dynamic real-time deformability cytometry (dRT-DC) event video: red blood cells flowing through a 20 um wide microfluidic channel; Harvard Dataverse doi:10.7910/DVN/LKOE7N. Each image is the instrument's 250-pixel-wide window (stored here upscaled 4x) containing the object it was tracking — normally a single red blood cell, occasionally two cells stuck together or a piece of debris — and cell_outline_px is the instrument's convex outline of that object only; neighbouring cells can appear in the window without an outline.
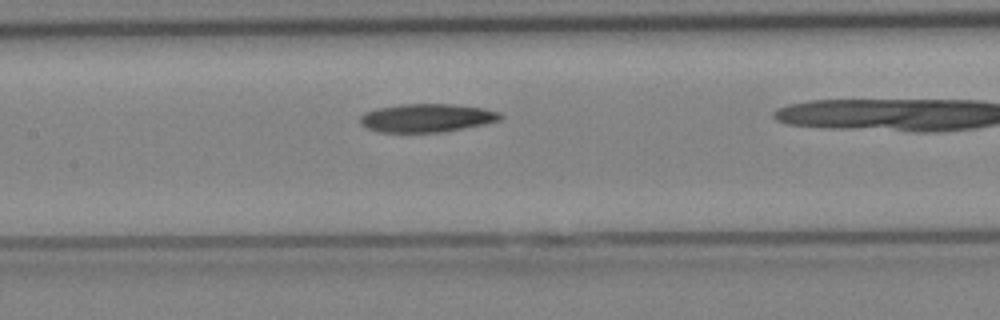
{"species": "Egyptian fruit bat (a non-hibernating species)", "species_latin": "Rousettus aegyptiacus", "temperature_condition": "cold", "stored_images_in_passage": 17, "camera_frame_rate_fps": 3000, "um_per_image_px": 0.085, "animal": {"sex": "female"}, "frame": {"image": 1, "passage_image": 6, "time_ms": 1.667, "image_size_px": [1000, 320], "cell_outline_px": [[504, 116], [500, 120], [484, 124], [464, 128], [440, 132], [380, 132], [368, 128], [360, 124], [360, 116], [364, 112], [380, 108], [404, 104], [452, 104], [484, 108], [500, 112]], "centroid_in_image_um": [36.3, 10.02], "position_along_channel_um": 171.1, "area_um2": 23.06}}
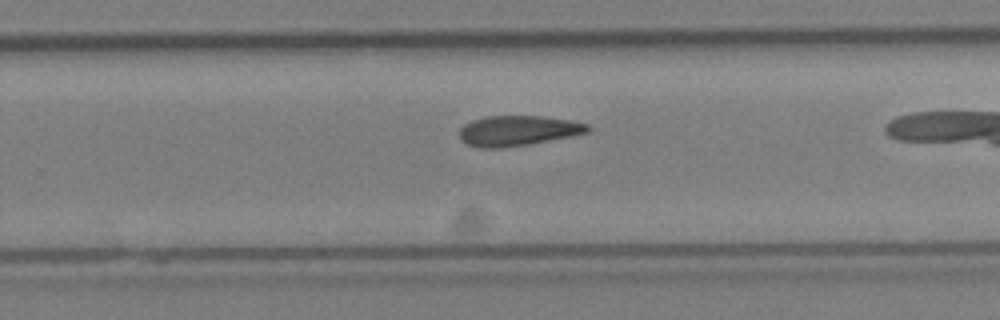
{"frame": {"image": 2, "passage_image": 12, "time_ms": 3.667, "image_size_px": [1000, 320], "cell_outline_px": [[592, 128], [588, 132], [572, 136], [528, 144], [504, 148], [480, 148], [468, 144], [460, 140], [460, 128], [464, 124], [472, 120], [484, 116], [544, 116], [568, 120], [588, 124]], "centroid_in_image_um": [44.01, 11.11], "position_along_channel_um": 285.8, "area_um2": 22.66}}